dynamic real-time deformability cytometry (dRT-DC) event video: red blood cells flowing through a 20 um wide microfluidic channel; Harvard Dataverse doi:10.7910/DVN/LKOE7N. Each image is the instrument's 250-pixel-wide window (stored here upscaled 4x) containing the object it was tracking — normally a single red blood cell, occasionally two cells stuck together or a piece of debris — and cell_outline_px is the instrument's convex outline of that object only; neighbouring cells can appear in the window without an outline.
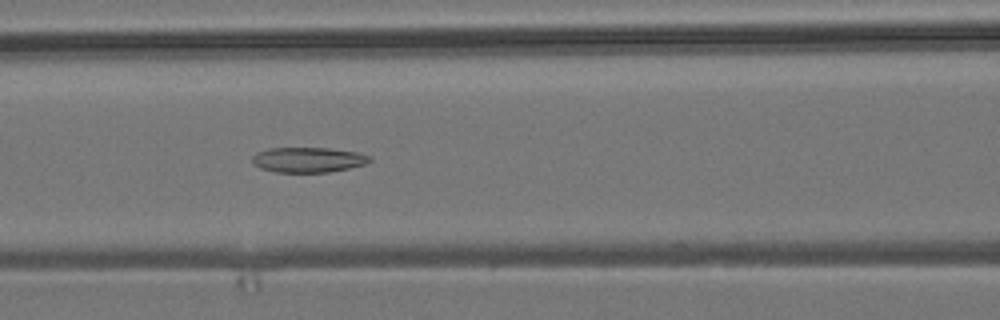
{"species": "common noctule bat (a hibernating species)", "species_latin": "Nyctalus noctula", "temperature_condition": "room temperature", "stored_images_in_passage": 48, "camera_frame_rate_fps": 3000, "um_per_image_px": 0.085, "animal": {"sex": "male", "body_mass_g": 19.2, "forearm_length_mm": 51.8}, "frame": {"image": 1, "passage_image": 17, "time_ms": 5.333, "image_size_px": [1000, 320], "cell_outline_px": [[372, 160], [364, 164], [348, 168], [328, 172], [276, 172], [260, 168], [252, 164], [252, 156], [256, 152], [268, 148], [328, 148], [356, 152], [372, 156]], "centroid_in_image_um": [26.16, 13.58], "position_along_channel_um": 140.4, "area_um2": 17.22}}
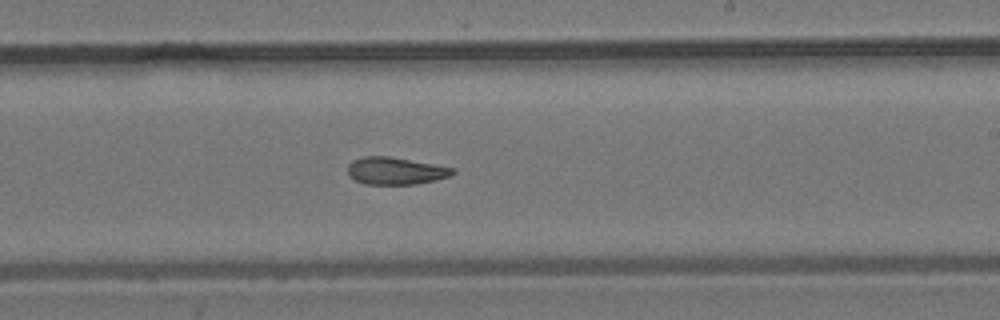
{"frame": {"image": 2, "passage_image": 26, "time_ms": 8.333, "image_size_px": [1000, 320], "cell_outline_px": [[456, 172], [448, 176], [436, 180], [416, 184], [364, 184], [348, 176], [348, 164], [352, 160], [364, 156], [388, 156], [456, 168]], "centroid_in_image_um": [33.61, 14.52], "position_along_channel_um": 255.4, "area_um2": 16.7}}
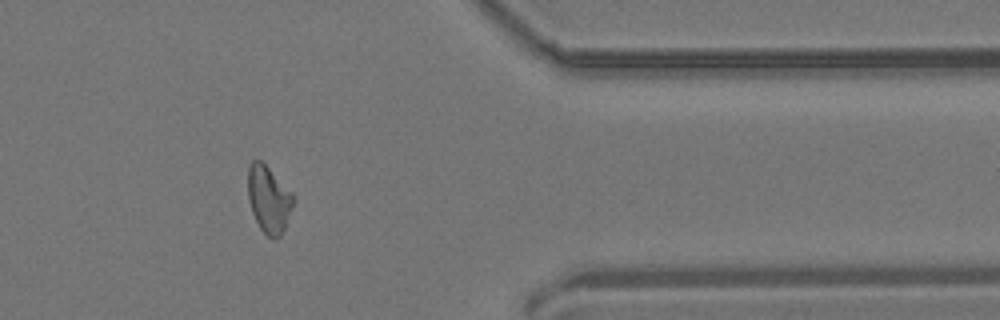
{"frame": {"image": 3, "passage_image": 38, "time_ms": 12.333, "image_size_px": [1000, 320], "cell_outline_px": [[292, 204], [284, 228], [280, 236], [268, 236], [260, 228], [252, 212], [248, 200], [248, 168], [252, 160], [260, 160], [292, 192]], "centroid_in_image_um": [22.8, 16.91], "position_along_channel_um": 388.6, "area_um2": 17.05}, "authors_computed_cell_mechanics": {"area_um2": 17.7446, "velocity_mm_per_s": 3.8445, "shape_relaxation_time_tau1_ms": null, "shape_relaxation_time_tau2_ms": 7.5442, "deformation_change_tau1": null, "deformation_change_tau2": 0.1592}}